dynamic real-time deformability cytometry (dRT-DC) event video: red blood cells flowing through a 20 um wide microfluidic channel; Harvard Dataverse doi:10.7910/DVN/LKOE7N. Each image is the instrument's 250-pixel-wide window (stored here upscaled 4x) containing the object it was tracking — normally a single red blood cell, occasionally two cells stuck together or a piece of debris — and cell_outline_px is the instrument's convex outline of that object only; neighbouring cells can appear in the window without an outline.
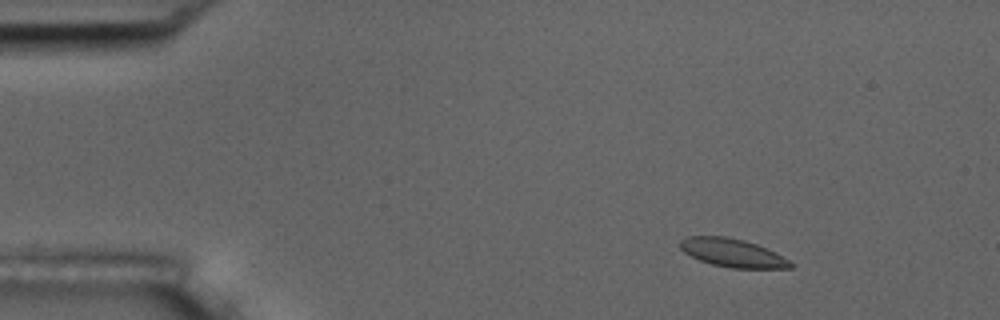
{"species": "common noctule bat (a hibernating species)", "species_latin": "Nyctalus noctula", "temperature_condition": "room temperature", "stored_images_in_passage": 8, "camera_frame_rate_fps": 3000, "um_per_image_px": 0.085, "animal": {"sex": "male", "body_mass_g": 17.5, "forearm_length_mm": 52.3}, "frame": {"image": 1, "passage_image": 2, "time_ms": 1.333, "image_size_px": [1000, 320], "cell_outline_px": [[796, 264], [792, 268], [732, 268], [712, 264], [700, 260], [684, 252], [680, 248], [680, 240], [688, 236], [724, 236], [744, 240], [756, 244], [776, 252]], "centroid_in_image_um": [62.3, 21.49], "position_along_channel_um": 22.7, "area_um2": 18.21}}
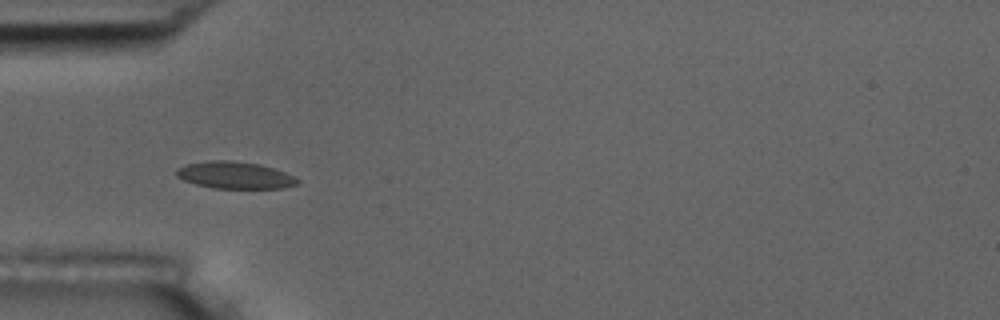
{"frame": {"image": 2, "passage_image": 5, "time_ms": 4.667, "image_size_px": [1000, 320], "cell_outline_px": [[300, 184], [284, 188], [212, 188], [196, 184], [184, 180], [176, 176], [176, 168], [184, 164], [208, 160], [228, 160], [260, 164], [284, 172], [300, 180]], "centroid_in_image_um": [19.94, 14.89], "position_along_channel_um": 65.1, "area_um2": 19.13}}
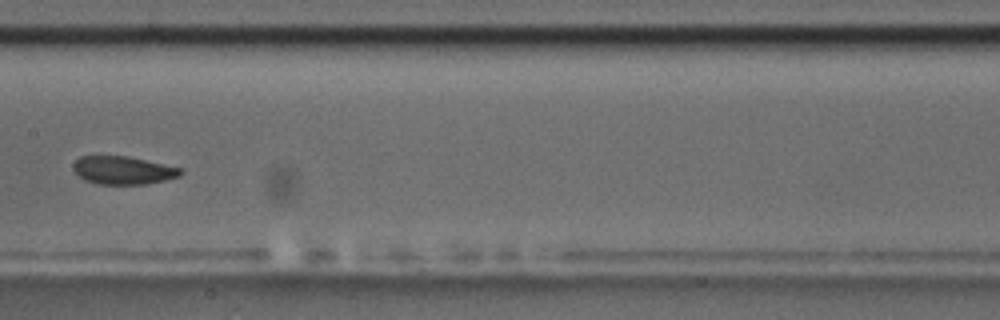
{"frame": {"image": 3, "passage_image": 8, "time_ms": 8.333, "image_size_px": [1000, 320], "cell_outline_px": [[184, 172], [180, 176], [164, 180], [144, 184], [96, 184], [84, 180], [72, 168], [72, 164], [80, 156], [128, 156], [184, 168]], "centroid_in_image_um": [10.48, 14.47], "position_along_channel_um": 196.9, "area_um2": 17.69}}